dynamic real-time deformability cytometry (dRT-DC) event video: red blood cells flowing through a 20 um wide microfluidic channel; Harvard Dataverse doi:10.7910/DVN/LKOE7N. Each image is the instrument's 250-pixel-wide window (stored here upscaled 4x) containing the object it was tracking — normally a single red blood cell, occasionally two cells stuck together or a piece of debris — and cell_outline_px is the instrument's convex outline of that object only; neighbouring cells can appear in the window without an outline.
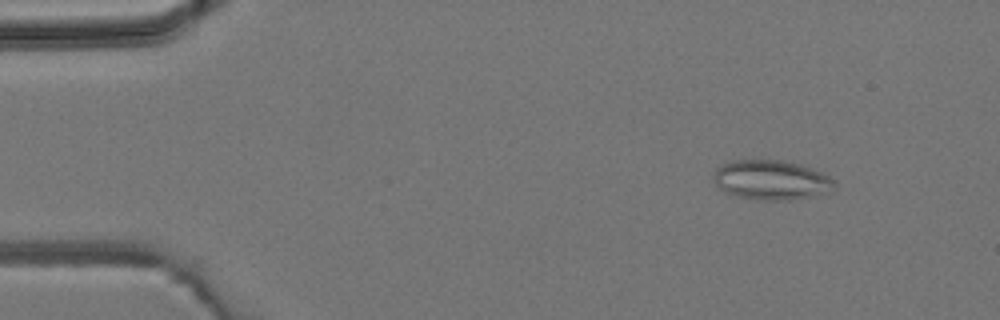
{"species": "common noctule bat (a hibernating species)", "species_latin": "Nyctalus noctula", "temperature_condition": "room temperature", "stored_images_in_passage": 4, "camera_frame_rate_fps": 3000, "um_per_image_px": 0.085, "animal": {"sex": "male", "body_mass_g": 19.2, "forearm_length_mm": 51.8}, "frame": {"image": 1, "passage_image": 2, "time_ms": 1.333, "image_size_px": [1000, 320], "cell_outline_px": [[836, 188], [808, 196], [788, 200], [756, 200], [736, 196], [724, 192], [712, 180], [712, 176], [716, 168], [724, 164], [736, 160], [780, 160], [800, 164], [820, 172], [836, 180]], "centroid_in_image_um": [65.51, 15.3], "position_along_channel_um": 19.5, "area_um2": 27.74}}